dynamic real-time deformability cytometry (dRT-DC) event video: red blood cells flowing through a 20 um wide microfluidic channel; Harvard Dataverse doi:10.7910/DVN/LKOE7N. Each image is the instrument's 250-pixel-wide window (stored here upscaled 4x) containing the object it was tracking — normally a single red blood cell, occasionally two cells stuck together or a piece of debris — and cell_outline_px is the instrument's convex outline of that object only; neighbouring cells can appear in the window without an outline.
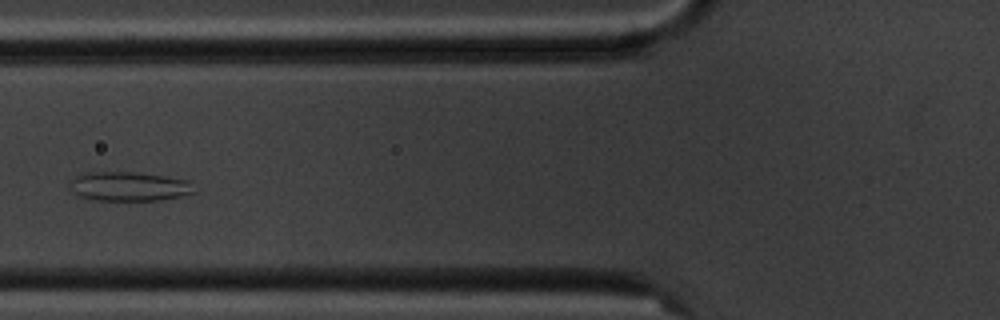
{"species": "common noctule bat (a hibernating species)", "species_latin": "Nyctalus noctula", "temperature_condition": "cold", "stored_images_in_passage": 12, "camera_frame_rate_fps": 3000, "um_per_image_px": 0.085, "animal": {"sex": "male", "body_mass_g": 20.1, "forearm_length_mm": 53.5}, "frame": {"image": 1, "passage_image": 3, "time_ms": 2.333, "image_size_px": [1000, 320], "cell_outline_px": [[196, 192], [180, 196], [160, 200], [96, 200], [80, 196], [72, 192], [72, 180], [76, 176], [88, 172], [136, 172], [164, 176], [188, 180]], "centroid_in_image_um": [10.99, 15.84], "position_along_channel_um": 114.8, "area_um2": 20.92}}
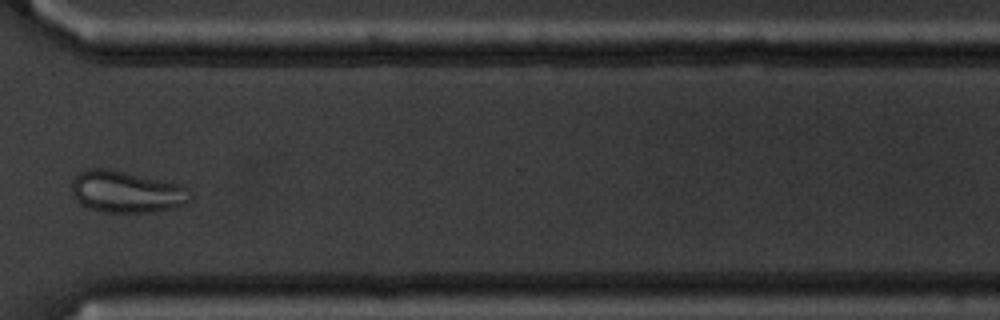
{"frame": {"image": 2, "passage_image": 9, "time_ms": 9.333, "image_size_px": [1000, 320], "cell_outline_px": [[192, 200], [172, 208], [152, 212], [104, 212], [80, 204], [76, 200], [72, 192], [72, 180], [80, 172], [88, 168], [108, 168], [180, 184], [192, 196]], "centroid_in_image_um": [10.72, 16.3], "position_along_channel_um": 359.9, "area_um2": 28.61}}
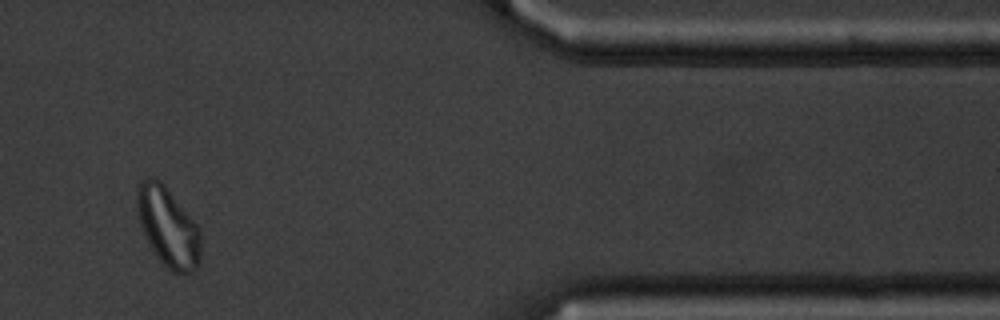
{"frame": {"image": 3, "passage_image": 10, "time_ms": 11.333, "image_size_px": [1000, 320], "cell_outline_px": [[200, 260], [196, 268], [192, 272], [172, 272], [156, 256], [148, 244], [140, 224], [136, 208], [136, 188], [140, 180], [152, 176], [160, 180], [164, 184], [200, 228]], "centroid_in_image_um": [14.25, 19.25], "position_along_channel_um": 397.1, "area_um2": 29.59}}